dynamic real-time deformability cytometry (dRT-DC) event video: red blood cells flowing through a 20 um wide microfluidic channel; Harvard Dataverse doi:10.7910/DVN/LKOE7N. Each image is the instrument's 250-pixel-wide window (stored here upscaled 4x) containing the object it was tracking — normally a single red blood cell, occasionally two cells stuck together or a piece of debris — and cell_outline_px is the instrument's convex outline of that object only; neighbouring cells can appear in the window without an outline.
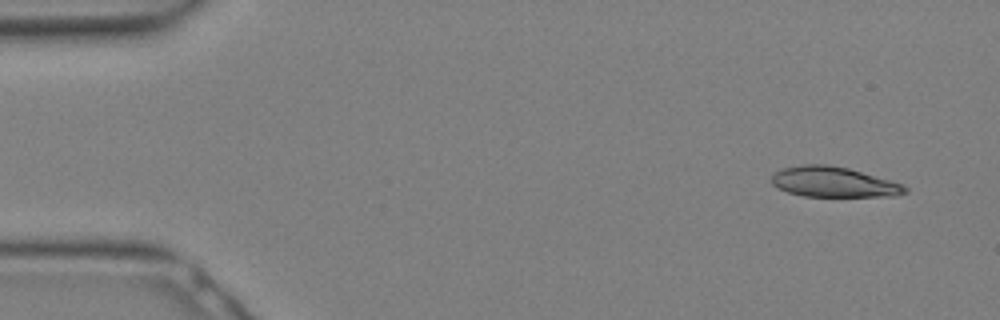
{"species": "Egyptian fruit bat (a non-hibernating species)", "species_latin": "Rousettus aegyptiacus", "temperature_condition": "warm", "stored_images_in_passage": 15, "camera_frame_rate_fps": 3000, "um_per_image_px": 0.085, "animal": {"sex": "female"}, "frame": {"image": 1, "passage_image": 1, "time_ms": 0.0, "image_size_px": [1000, 320], "cell_outline_px": [[908, 192], [896, 196], [804, 196], [788, 192], [776, 188], [772, 184], [772, 176], [776, 172], [784, 168], [804, 164], [828, 164], [848, 168], [904, 184], [908, 188]], "centroid_in_image_um": [70.88, 15.47], "position_along_channel_um": 14.1, "area_um2": 23.52}}
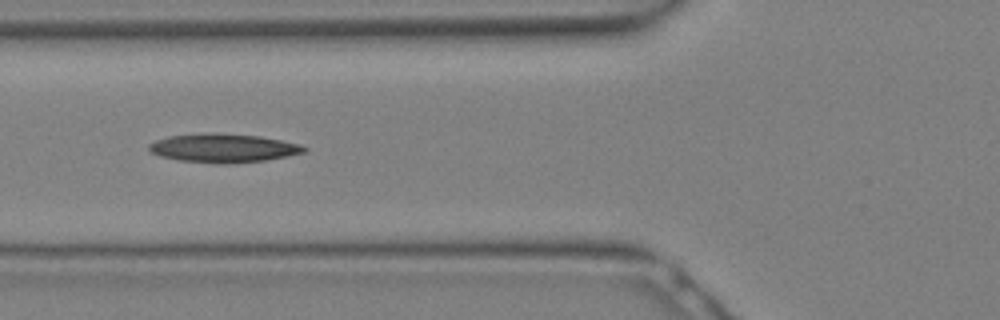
{"frame": {"image": 2, "passage_image": 10, "time_ms": 3.0, "image_size_px": [1000, 320], "cell_outline_px": [[308, 148], [304, 152], [288, 156], [264, 160], [228, 164], [220, 164], [180, 160], [160, 156], [152, 152], [148, 148], [148, 144], [156, 140], [168, 136], [212, 132], [216, 132], [260, 136], [300, 144]], "centroid_in_image_um": [18.98, 12.58], "position_along_channel_um": 106.8, "area_um2": 25.95}}
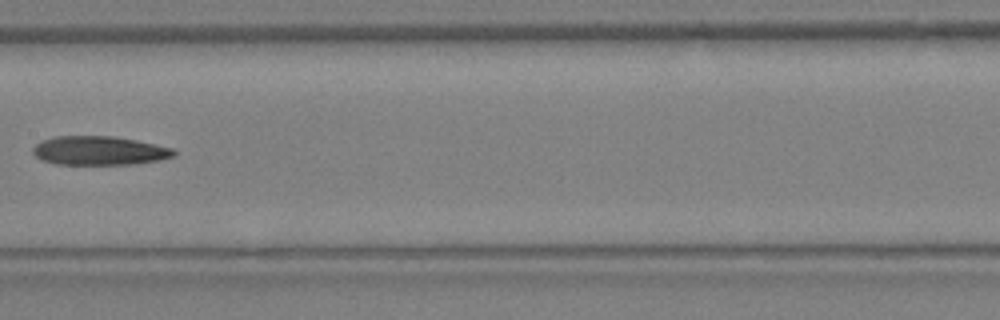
{"frame": {"image": 3, "passage_image": 14, "time_ms": 4.333, "image_size_px": [1000, 320], "cell_outline_px": [[176, 156], [160, 160], [136, 164], [56, 164], [44, 160], [36, 156], [32, 152], [32, 148], [40, 140], [52, 136], [112, 136], [136, 140], [172, 148], [176, 152]], "centroid_in_image_um": [8.43, 12.8], "position_along_channel_um": 199.0, "area_um2": 23.81}}